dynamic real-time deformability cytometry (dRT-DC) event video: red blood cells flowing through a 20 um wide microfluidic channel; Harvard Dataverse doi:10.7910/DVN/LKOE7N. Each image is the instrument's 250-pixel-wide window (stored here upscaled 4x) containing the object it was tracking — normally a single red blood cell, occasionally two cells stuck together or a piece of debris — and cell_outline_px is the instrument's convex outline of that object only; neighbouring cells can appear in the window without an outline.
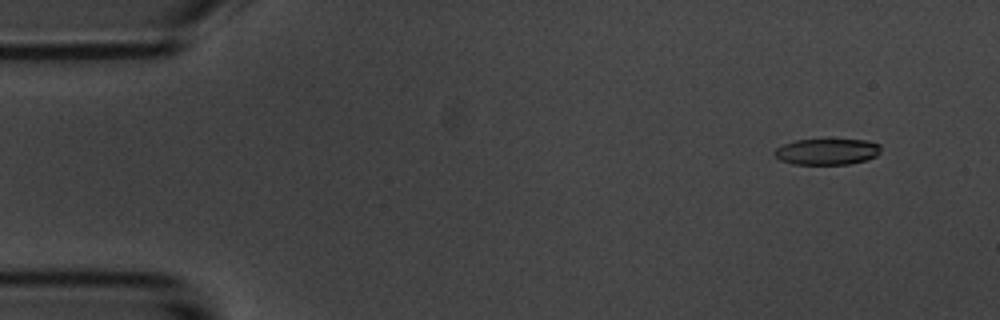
{"species": "common noctule bat (a hibernating species)", "species_latin": "Nyctalus noctula", "temperature_condition": "room temperature", "stored_images_in_passage": 6, "camera_frame_rate_fps": 3000, "um_per_image_px": 0.085, "animal": {"sex": "male", "body_mass_g": 20.1, "forearm_length_mm": 53.5}, "frame": {"image": 1, "passage_image": 2, "time_ms": 1.333, "image_size_px": [1000, 320], "cell_outline_px": [[880, 152], [876, 156], [868, 160], [848, 164], [792, 164], [780, 160], [772, 152], [776, 148], [784, 144], [796, 140], [864, 140], [880, 144]], "centroid_in_image_um": [70.29, 12.9], "position_along_channel_um": 14.7, "area_um2": 16.13}}
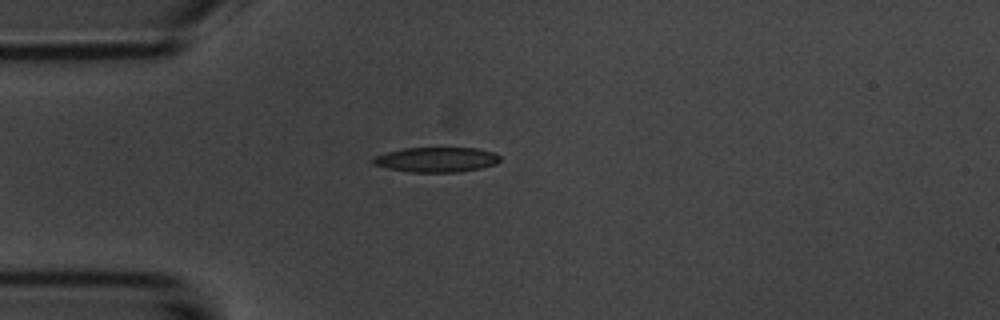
{"frame": {"image": 2, "passage_image": 5, "time_ms": 4.667, "image_size_px": [1000, 320], "cell_outline_px": [[500, 160], [496, 164], [480, 168], [460, 172], [408, 172], [388, 168], [372, 164], [368, 160], [376, 156], [388, 152], [404, 148], [476, 148], [496, 152], [500, 156]], "centroid_in_image_um": [37.1, 13.57], "position_along_channel_um": 47.9, "area_um2": 18.55}}